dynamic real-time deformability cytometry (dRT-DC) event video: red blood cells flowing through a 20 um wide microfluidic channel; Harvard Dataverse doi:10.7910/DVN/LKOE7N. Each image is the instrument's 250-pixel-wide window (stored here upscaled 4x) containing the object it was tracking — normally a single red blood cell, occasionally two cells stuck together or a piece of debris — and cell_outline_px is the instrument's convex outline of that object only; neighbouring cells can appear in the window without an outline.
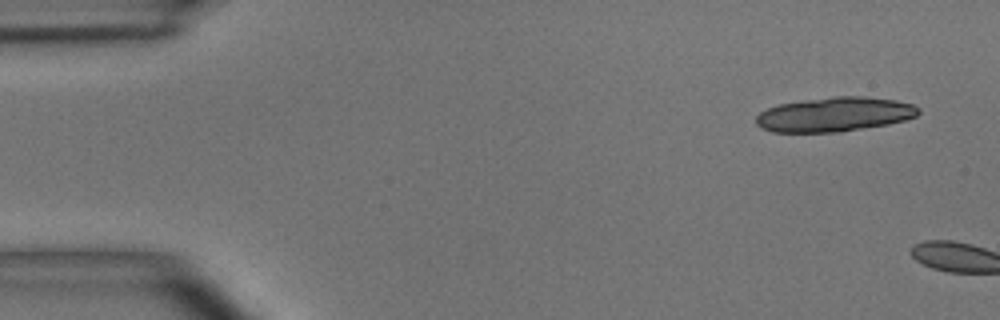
{"species": "common noctule bat (a hibernating species)", "species_latin": "Nyctalus noctula", "temperature_condition": "room temperature", "stored_images_in_passage": 2, "camera_frame_rate_fps": 3000, "um_per_image_px": 0.085, "animal": {"sex": "male", "body_mass_g": 15.6}, "frame": {"image": 1, "passage_image": 1, "time_ms": 0.0, "image_size_px": [1000, 320], "cell_outline_px": [[920, 112], [916, 116], [904, 120], [888, 124], [840, 132], [772, 132], [760, 128], [756, 124], [756, 116], [760, 112], [768, 108], [780, 104], [804, 100], [836, 96], [864, 96], [896, 100], [912, 104], [920, 108]], "centroid_in_image_um": [70.93, 9.73], "position_along_channel_um": 14.1, "area_um2": 32.6}}